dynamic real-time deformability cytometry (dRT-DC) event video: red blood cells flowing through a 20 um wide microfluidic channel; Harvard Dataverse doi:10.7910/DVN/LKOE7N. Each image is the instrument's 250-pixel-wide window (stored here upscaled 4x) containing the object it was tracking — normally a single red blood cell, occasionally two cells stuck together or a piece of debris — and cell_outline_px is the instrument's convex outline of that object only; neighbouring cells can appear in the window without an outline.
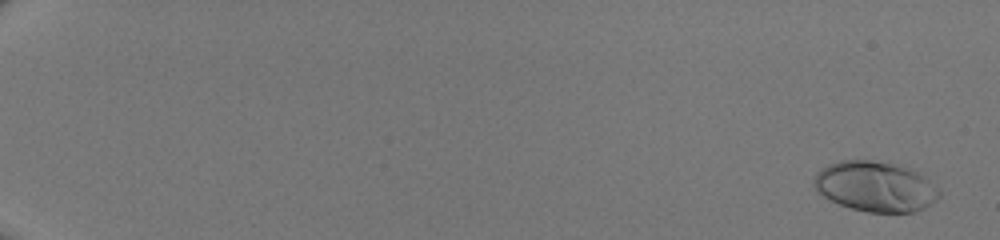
{"species": "human", "species_latin": "Homo sapiens", "temperature_condition": "room temperature", "stored_images_in_passage": 52, "camera_frame_rate_fps": 3000, "um_per_image_px": 0.085, "donor": {"sex": "male"}, "frame": {"image": 1, "passage_image": 3, "time_ms": 0.667, "image_size_px": [1000, 240], "cell_outline_px": [[940, 196], [936, 200], [924, 208], [916, 212], [868, 212], [852, 208], [840, 204], [816, 192], [812, 184], [812, 180], [816, 172], [820, 168], [828, 164], [840, 160], [872, 160], [908, 168], [916, 172], [936, 188], [940, 192]], "centroid_in_image_um": [74.33, 15.85], "position_along_channel_um": 10.7, "area_um2": 36.36}}
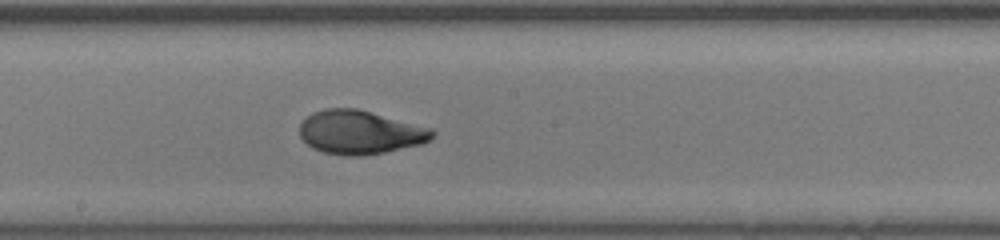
{"frame": {"image": 2, "passage_image": 33, "time_ms": 10.667, "image_size_px": [1000, 240], "cell_outline_px": [[436, 132], [428, 140], [420, 144], [384, 152], [364, 156], [344, 156], [324, 152], [312, 148], [300, 136], [300, 124], [312, 112], [324, 108], [356, 108], [432, 128]], "centroid_in_image_um": [30.58, 11.24], "position_along_channel_um": 217.6, "area_um2": 33.64}}
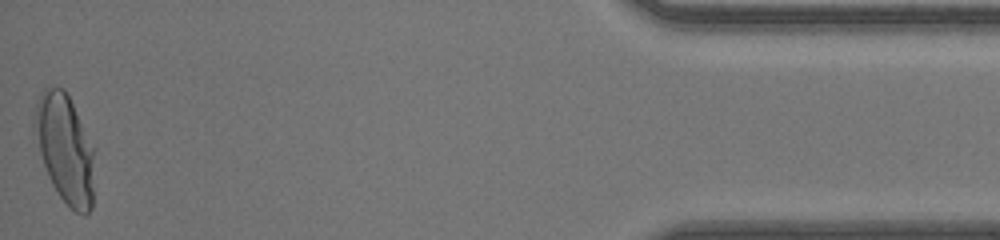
{"frame": {"image": 3, "passage_image": 52, "time_ms": 17.0, "image_size_px": [1000, 240], "cell_outline_px": [[96, 148], [92, 208], [84, 216], [76, 212], [60, 196], [52, 184], [44, 164], [40, 152], [32, 124], [36, 104], [40, 92], [44, 88], [64, 88]], "centroid_in_image_um": [5.56, 12.63], "position_along_channel_um": 429.6, "area_um2": 38.21}}